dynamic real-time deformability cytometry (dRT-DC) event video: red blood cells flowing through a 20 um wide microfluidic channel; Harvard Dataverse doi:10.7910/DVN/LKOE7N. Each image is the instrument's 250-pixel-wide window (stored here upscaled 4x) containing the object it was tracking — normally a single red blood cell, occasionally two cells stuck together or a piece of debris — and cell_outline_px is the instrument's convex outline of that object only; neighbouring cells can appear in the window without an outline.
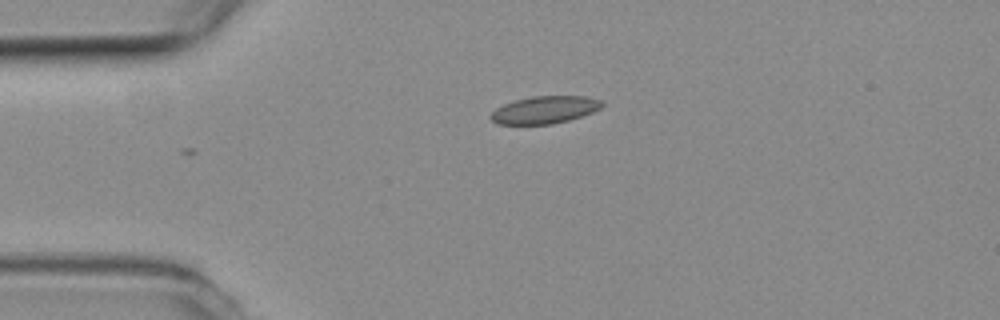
{"species": "common noctule bat (a hibernating species)", "species_latin": "Nyctalus noctula", "temperature_condition": "room temperature", "stored_images_in_passage": 3, "camera_frame_rate_fps": 3000, "um_per_image_px": 0.085, "animal": {"sex": "female", "body_mass_g": 19.3, "forearm_length_mm": 54.1}, "frame": {"image": 1, "passage_image": 3, "time_ms": 0.667, "image_size_px": [1000, 320], "cell_outline_px": [[604, 104], [600, 108], [592, 112], [568, 120], [552, 124], [496, 124], [488, 116], [496, 108], [504, 104], [516, 100], [532, 96], [588, 96], [600, 100]], "centroid_in_image_um": [46.28, 9.33], "position_along_channel_um": 38.7, "area_um2": 17.69}}